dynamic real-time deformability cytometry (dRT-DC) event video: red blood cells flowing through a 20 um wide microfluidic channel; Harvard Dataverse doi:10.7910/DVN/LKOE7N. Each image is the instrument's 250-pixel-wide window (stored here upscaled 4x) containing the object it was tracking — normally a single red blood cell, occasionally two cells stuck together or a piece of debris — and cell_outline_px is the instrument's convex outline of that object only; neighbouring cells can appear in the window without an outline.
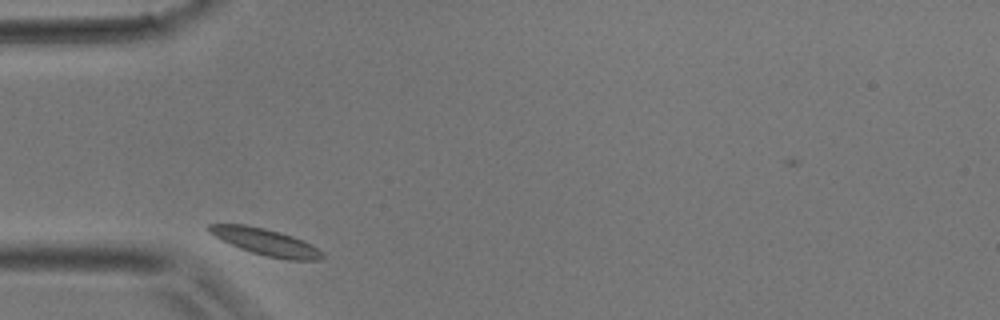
{"species": "common noctule bat (a hibernating species)", "species_latin": "Nyctalus noctula", "temperature_condition": "room temperature", "stored_images_in_passage": 2, "camera_frame_rate_fps": 3000, "um_per_image_px": 0.085, "animal": {"sex": "male", "body_mass_g": 17.9}, "frame": {"image": 1, "passage_image": 1, "time_ms": 0.0, "image_size_px": [1000, 320], "cell_outline_px": [[324, 260], [288, 260], [264, 256], [240, 248], [208, 232], [208, 224], [244, 224], [264, 228], [280, 232], [304, 240], [312, 244], [324, 252]], "centroid_in_image_um": [22.67, 20.58], "position_along_channel_um": 62.3, "area_um2": 17.63}}
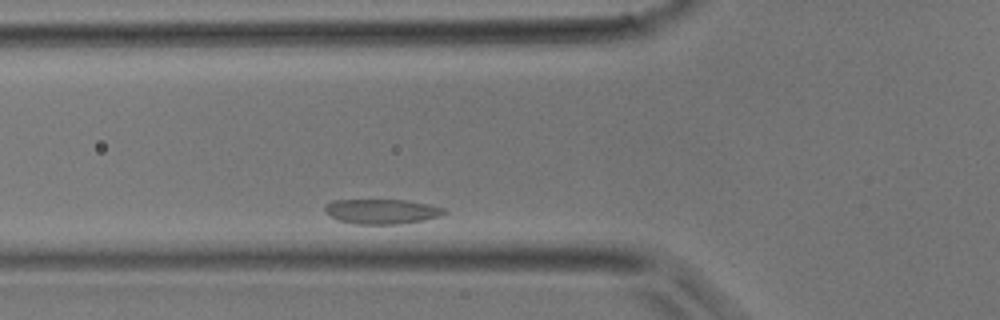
{"frame": {"image": 2, "passage_image": 2, "time_ms": 1.333, "image_size_px": [1000, 320], "cell_outline_px": [[448, 212], [440, 216], [424, 220], [400, 224], [356, 224], [340, 220], [324, 212], [324, 204], [332, 200], [404, 200], [428, 204], [444, 208]], "centroid_in_image_um": [32.45, 17.97], "position_along_channel_um": 93.4, "area_um2": 17.28}}